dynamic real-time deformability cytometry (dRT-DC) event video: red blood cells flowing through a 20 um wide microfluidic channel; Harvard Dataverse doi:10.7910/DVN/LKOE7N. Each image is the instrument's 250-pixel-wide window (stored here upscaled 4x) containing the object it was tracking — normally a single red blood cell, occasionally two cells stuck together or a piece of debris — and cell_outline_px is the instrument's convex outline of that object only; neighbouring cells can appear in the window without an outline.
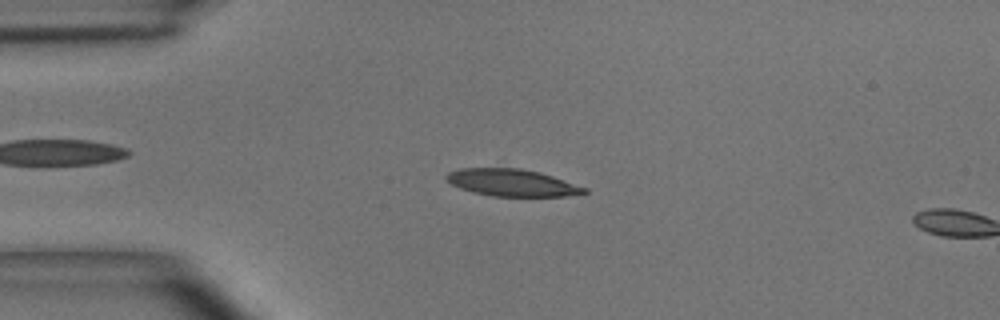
{"species": "common noctule bat (a hibernating species)", "species_latin": "Nyctalus noctula", "temperature_condition": "room temperature", "stored_images_in_passage": 4, "camera_frame_rate_fps": 3000, "um_per_image_px": 0.085, "animal": {"sex": "male", "body_mass_g": 15.6}, "frame": {"image": 1, "passage_image": 3, "time_ms": 0.667, "image_size_px": [1000, 320], "cell_outline_px": [[588, 192], [564, 196], [492, 196], [460, 188], [452, 184], [444, 176], [448, 172], [460, 168], [520, 168], [540, 172], [588, 188]], "centroid_in_image_um": [43.52, 15.52], "position_along_channel_um": 41.5, "area_um2": 21.56}}